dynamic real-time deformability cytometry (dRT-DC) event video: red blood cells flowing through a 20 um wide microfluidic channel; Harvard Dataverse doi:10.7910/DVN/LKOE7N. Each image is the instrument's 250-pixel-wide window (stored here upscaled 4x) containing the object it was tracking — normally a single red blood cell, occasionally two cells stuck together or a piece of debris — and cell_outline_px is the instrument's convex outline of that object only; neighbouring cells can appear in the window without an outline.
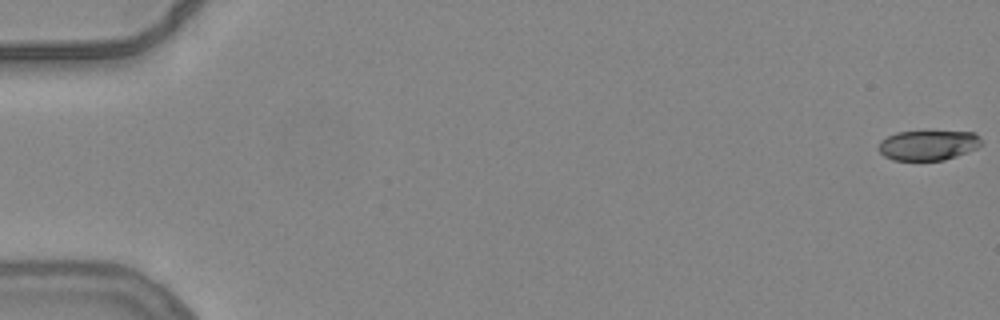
{"species": "common noctule bat (a hibernating species)", "species_latin": "Nyctalus noctula", "temperature_condition": "warm", "stored_images_in_passage": 55, "camera_frame_rate_fps": 3000, "um_per_image_px": 0.085, "animal": {"sex": "female", "body_mass_g": 24.6, "forearm_length_mm": 56.2}, "frame": {"image": 1, "passage_image": 1, "time_ms": 0.0, "image_size_px": [1000, 320], "cell_outline_px": [[980, 144], [976, 148], [956, 156], [944, 160], [892, 160], [884, 156], [880, 152], [880, 140], [896, 132], [972, 132], [980, 136]], "centroid_in_image_um": [78.87, 12.35], "position_along_channel_um": 6.1, "area_um2": 17.63}}
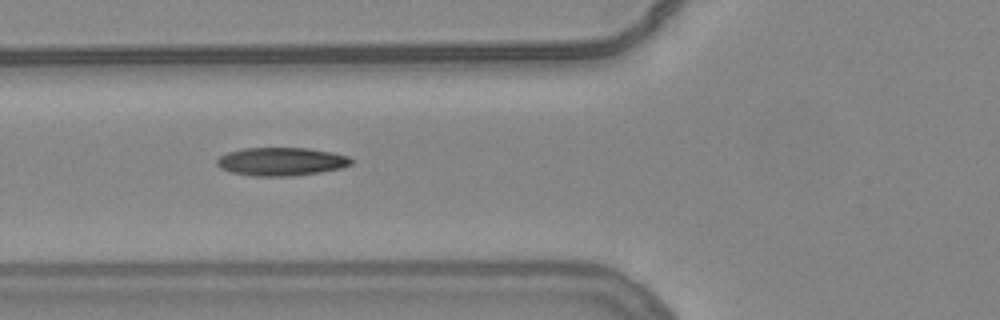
{"frame": {"image": 2, "passage_image": 22, "time_ms": 7.0, "image_size_px": [1000, 320], "cell_outline_px": [[352, 164], [340, 168], [320, 172], [292, 176], [252, 176], [232, 172], [220, 168], [216, 164], [216, 160], [220, 156], [228, 152], [244, 148], [308, 148], [332, 152], [348, 156], [352, 160]], "centroid_in_image_um": [23.89, 13.73], "position_along_channel_um": 101.9, "area_um2": 22.08}}
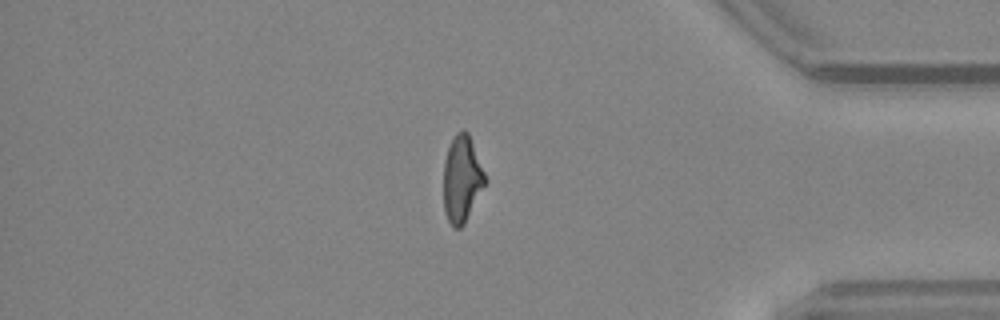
{"frame": {"image": 3, "passage_image": 47, "time_ms": 15.333, "image_size_px": [1000, 320], "cell_outline_px": [[488, 180], [464, 224], [460, 228], [452, 228], [444, 212], [444, 160], [448, 148], [456, 132], [464, 128], [468, 132]], "centroid_in_image_um": [39.27, 15.22], "position_along_channel_um": 395.9, "area_um2": 21.1}}